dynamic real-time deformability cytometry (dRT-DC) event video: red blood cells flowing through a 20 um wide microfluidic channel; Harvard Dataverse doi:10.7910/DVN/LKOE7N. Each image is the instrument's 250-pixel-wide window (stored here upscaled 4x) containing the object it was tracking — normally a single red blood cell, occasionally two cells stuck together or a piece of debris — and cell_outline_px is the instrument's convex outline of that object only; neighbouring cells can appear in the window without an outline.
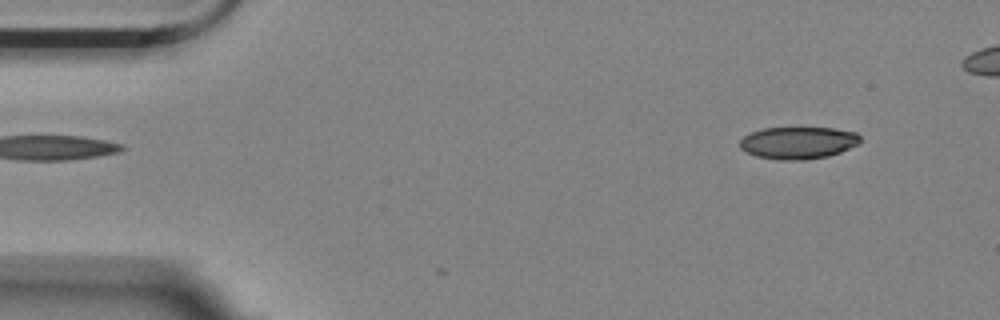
{"species": "Egyptian fruit bat (a non-hibernating species)", "species_latin": "Rousettus aegyptiacus", "temperature_condition": "room temperature", "stored_images_in_passage": 5, "camera_frame_rate_fps": 3000, "um_per_image_px": 0.085, "animal": {"sex": "female"}, "frame": {"image": 1, "passage_image": 1, "time_ms": 0.0, "image_size_px": [1000, 320], "cell_outline_px": [[860, 144], [840, 152], [828, 156], [804, 160], [780, 160], [756, 156], [740, 148], [740, 140], [744, 136], [752, 132], [764, 128], [832, 128], [856, 132], [860, 136]], "centroid_in_image_um": [67.86, 12.14], "position_along_channel_um": 17.1, "area_um2": 22.54}}